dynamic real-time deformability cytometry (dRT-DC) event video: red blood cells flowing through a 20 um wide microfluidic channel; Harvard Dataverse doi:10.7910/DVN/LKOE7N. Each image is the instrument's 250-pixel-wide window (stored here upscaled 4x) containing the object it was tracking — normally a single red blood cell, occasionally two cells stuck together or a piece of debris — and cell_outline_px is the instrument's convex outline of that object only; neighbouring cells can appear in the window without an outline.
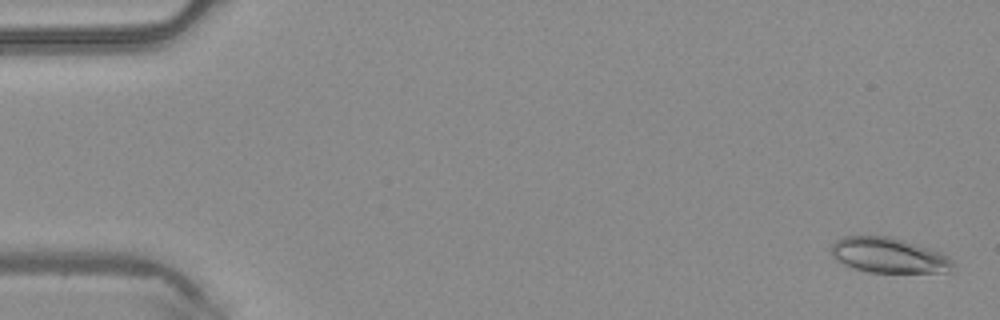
{"species": "common noctule bat (a hibernating species)", "species_latin": "Nyctalus noctula", "temperature_condition": "warm", "stored_images_in_passage": 48, "camera_frame_rate_fps": 3000, "um_per_image_px": 0.085, "animal": {"sex": "male", "body_mass_g": 20.4}, "frame": {"image": 1, "passage_image": 2, "time_ms": 0.333, "image_size_px": [1000, 320], "cell_outline_px": [[956, 268], [952, 272], [868, 272], [852, 268], [844, 264], [832, 256], [832, 244], [836, 240], [844, 236], [892, 236], [940, 252], [948, 256], [956, 264]], "centroid_in_image_um": [75.59, 21.71], "position_along_channel_um": 9.4, "area_um2": 25.09}}
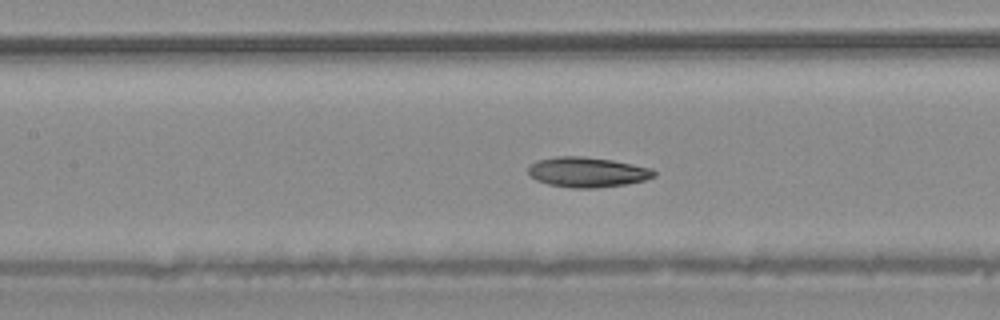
{"frame": {"image": 2, "passage_image": 22, "time_ms": 7.0, "image_size_px": [1000, 320], "cell_outline_px": [[656, 176], [644, 180], [624, 184], [596, 188], [572, 188], [548, 184], [536, 180], [528, 172], [528, 168], [536, 160], [556, 156], [584, 156], [612, 160], [652, 168], [656, 172]], "centroid_in_image_um": [49.92, 14.62], "position_along_channel_um": 157.5, "area_um2": 22.02}}
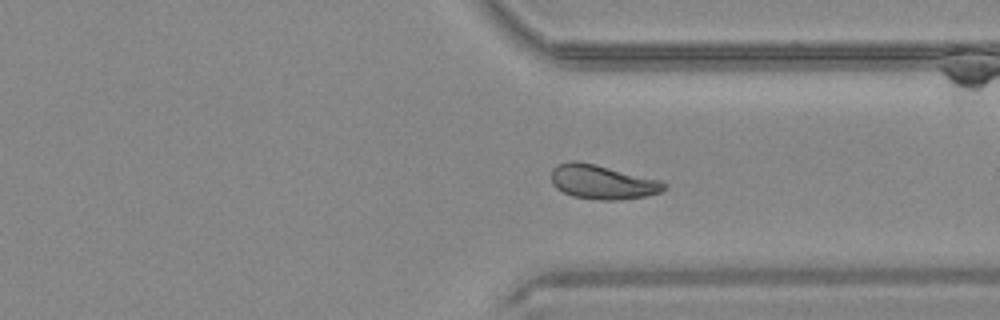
{"frame": {"image": 3, "passage_image": 36, "time_ms": 11.667, "image_size_px": [1000, 320], "cell_outline_px": [[668, 188], [660, 192], [644, 196], [620, 200], [600, 200], [572, 196], [556, 188], [552, 184], [552, 168], [560, 164], [572, 160], [576, 160], [596, 164], [660, 180], [668, 184]], "centroid_in_image_um": [51.22, 15.47], "position_along_channel_um": 360.2, "area_um2": 22.54}}